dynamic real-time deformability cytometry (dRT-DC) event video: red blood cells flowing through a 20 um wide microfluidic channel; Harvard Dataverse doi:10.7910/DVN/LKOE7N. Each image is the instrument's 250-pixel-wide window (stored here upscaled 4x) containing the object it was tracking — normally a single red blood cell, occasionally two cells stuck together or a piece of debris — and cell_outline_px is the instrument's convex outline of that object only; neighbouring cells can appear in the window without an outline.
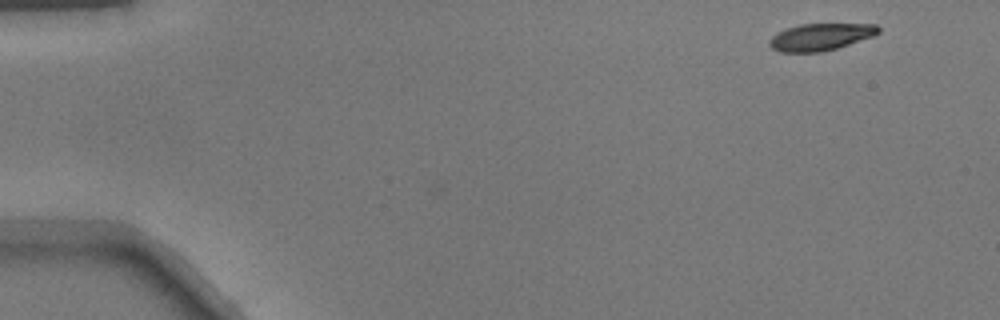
{"species": "common noctule bat (a hibernating species)", "species_latin": "Nyctalus noctula", "temperature_condition": "warm", "stored_images_in_passage": 2, "camera_frame_rate_fps": 3000, "um_per_image_px": 0.085, "animal": {"sex": "male", "body_mass_g": 17.9}, "frame": {"image": 1, "passage_image": 2, "time_ms": 0.333, "image_size_px": [1000, 320], "cell_outline_px": [[880, 32], [876, 36], [836, 48], [820, 52], [780, 52], [772, 48], [768, 44], [768, 40], [776, 32], [800, 24], [876, 24], [880, 28]], "centroid_in_image_um": [69.76, 3.14], "position_along_channel_um": 15.2, "area_um2": 17.28}}